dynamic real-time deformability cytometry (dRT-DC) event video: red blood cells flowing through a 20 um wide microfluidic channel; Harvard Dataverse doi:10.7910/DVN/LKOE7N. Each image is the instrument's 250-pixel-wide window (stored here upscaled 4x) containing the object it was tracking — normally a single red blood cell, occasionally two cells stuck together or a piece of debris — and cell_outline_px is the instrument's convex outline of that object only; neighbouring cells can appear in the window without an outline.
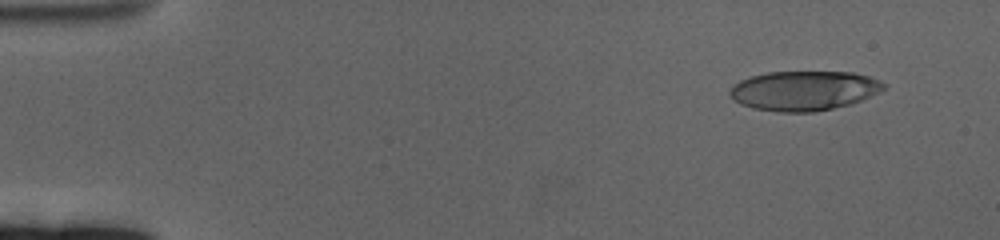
{"species": "human", "species_latin": "Homo sapiens", "temperature_condition": "cold", "stored_images_in_passage": 61, "camera_frame_rate_fps": 3000, "um_per_image_px": 0.085, "donor": {"sex": "female"}, "frame": {"image": 1, "passage_image": 5, "time_ms": 1.333, "image_size_px": [1000, 240], "cell_outline_px": [[888, 88], [880, 92], [860, 100], [848, 104], [832, 108], [812, 112], [776, 112], [752, 108], [740, 104], [728, 92], [732, 84], [740, 80], [752, 76], [768, 72], [852, 72], [868, 76], [880, 80], [888, 84]], "centroid_in_image_um": [68.35, 7.7], "position_along_channel_um": 16.7, "area_um2": 35.6}}
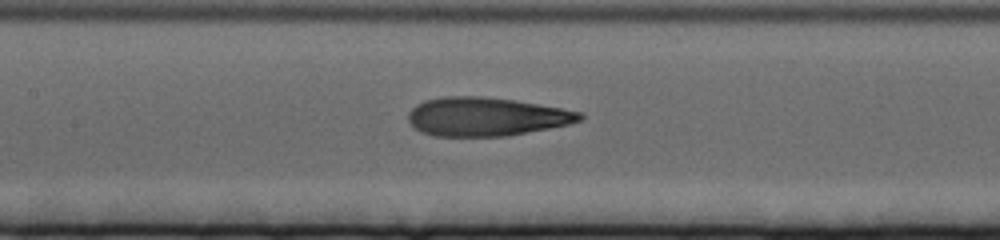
{"frame": {"image": 2, "passage_image": 29, "time_ms": 9.333, "image_size_px": [1000, 240], "cell_outline_px": [[584, 120], [568, 124], [508, 136], [432, 136], [420, 132], [408, 120], [408, 112], [416, 104], [424, 100], [444, 96], [480, 96], [516, 100], [560, 108], [580, 112], [584, 116]], "centroid_in_image_um": [41.3, 9.91], "position_along_channel_um": 166.1, "area_um2": 38.67}}
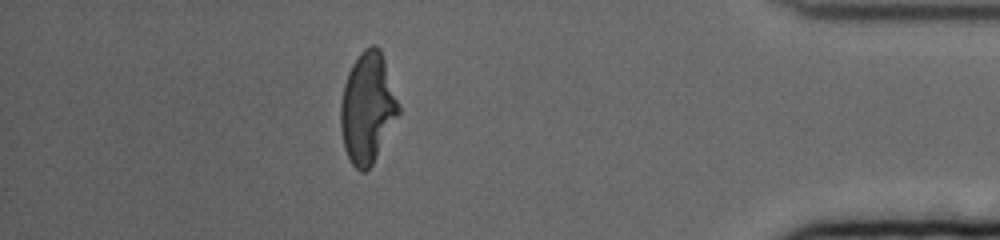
{"frame": {"image": 3, "passage_image": 54, "time_ms": 17.667, "image_size_px": [1000, 240], "cell_outline_px": [[400, 112], [372, 164], [364, 172], [360, 172], [352, 164], [344, 148], [340, 128], [340, 104], [344, 84], [348, 72], [352, 64], [360, 52], [364, 48], [372, 44], [376, 44], [380, 48], [400, 108]], "centroid_in_image_um": [31.21, 9.15], "position_along_channel_um": 404.0, "area_um2": 37.05}, "authors_computed_cell_mechanics": {"area_um2": 37.3966, "velocity_mm_per_s": 3.3194, "shape_relaxation_time_tau1_ms": 6.5704, "shape_relaxation_time_tau2_ms": 1.8827, "deformation_change_tau1": 0.269, "deformation_change_tau2": 0.1105}}